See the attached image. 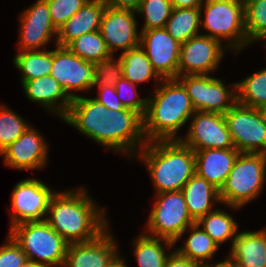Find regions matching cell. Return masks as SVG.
I'll use <instances>...</instances> for the list:
<instances>
[{
	"label": "cell",
	"instance_id": "9a60e30c",
	"mask_svg": "<svg viewBox=\"0 0 266 267\" xmlns=\"http://www.w3.org/2000/svg\"><path fill=\"white\" fill-rule=\"evenodd\" d=\"M140 46L162 79H177L181 44L165 28L139 32Z\"/></svg>",
	"mask_w": 266,
	"mask_h": 267
},
{
	"label": "cell",
	"instance_id": "8d00e7d4",
	"mask_svg": "<svg viewBox=\"0 0 266 267\" xmlns=\"http://www.w3.org/2000/svg\"><path fill=\"white\" fill-rule=\"evenodd\" d=\"M49 7L52 24L59 29L88 0H45Z\"/></svg>",
	"mask_w": 266,
	"mask_h": 267
},
{
	"label": "cell",
	"instance_id": "f35d334b",
	"mask_svg": "<svg viewBox=\"0 0 266 267\" xmlns=\"http://www.w3.org/2000/svg\"><path fill=\"white\" fill-rule=\"evenodd\" d=\"M6 242L0 247V267H20L27 260L26 255L10 235Z\"/></svg>",
	"mask_w": 266,
	"mask_h": 267
},
{
	"label": "cell",
	"instance_id": "4316f807",
	"mask_svg": "<svg viewBox=\"0 0 266 267\" xmlns=\"http://www.w3.org/2000/svg\"><path fill=\"white\" fill-rule=\"evenodd\" d=\"M162 242L166 247H172L175 244L170 240L153 237L145 233L140 234L137 240L135 239L134 254L139 267H165L169 254L165 253Z\"/></svg>",
	"mask_w": 266,
	"mask_h": 267
},
{
	"label": "cell",
	"instance_id": "44dd1931",
	"mask_svg": "<svg viewBox=\"0 0 266 267\" xmlns=\"http://www.w3.org/2000/svg\"><path fill=\"white\" fill-rule=\"evenodd\" d=\"M105 8L106 5L101 0H88L81 9L57 29L56 45L66 47L83 34L99 31Z\"/></svg>",
	"mask_w": 266,
	"mask_h": 267
},
{
	"label": "cell",
	"instance_id": "d6a6232c",
	"mask_svg": "<svg viewBox=\"0 0 266 267\" xmlns=\"http://www.w3.org/2000/svg\"><path fill=\"white\" fill-rule=\"evenodd\" d=\"M248 44L266 38V0H244Z\"/></svg>",
	"mask_w": 266,
	"mask_h": 267
},
{
	"label": "cell",
	"instance_id": "7a4b0ae2",
	"mask_svg": "<svg viewBox=\"0 0 266 267\" xmlns=\"http://www.w3.org/2000/svg\"><path fill=\"white\" fill-rule=\"evenodd\" d=\"M45 221L69 244L88 242L102 234L108 225L104 209H99L84 188L52 195Z\"/></svg>",
	"mask_w": 266,
	"mask_h": 267
},
{
	"label": "cell",
	"instance_id": "e0dca14e",
	"mask_svg": "<svg viewBox=\"0 0 266 267\" xmlns=\"http://www.w3.org/2000/svg\"><path fill=\"white\" fill-rule=\"evenodd\" d=\"M19 51L41 50L57 29L52 24L48 4L45 0H37L20 16Z\"/></svg>",
	"mask_w": 266,
	"mask_h": 267
},
{
	"label": "cell",
	"instance_id": "60d3db41",
	"mask_svg": "<svg viewBox=\"0 0 266 267\" xmlns=\"http://www.w3.org/2000/svg\"><path fill=\"white\" fill-rule=\"evenodd\" d=\"M165 267H201L197 262L181 255L177 250L169 254Z\"/></svg>",
	"mask_w": 266,
	"mask_h": 267
},
{
	"label": "cell",
	"instance_id": "8fae6325",
	"mask_svg": "<svg viewBox=\"0 0 266 267\" xmlns=\"http://www.w3.org/2000/svg\"><path fill=\"white\" fill-rule=\"evenodd\" d=\"M52 192L48 186L37 178L19 181L13 188L11 202L13 211H10V226L24 222L44 221Z\"/></svg>",
	"mask_w": 266,
	"mask_h": 267
},
{
	"label": "cell",
	"instance_id": "f1b7e54d",
	"mask_svg": "<svg viewBox=\"0 0 266 267\" xmlns=\"http://www.w3.org/2000/svg\"><path fill=\"white\" fill-rule=\"evenodd\" d=\"M14 65L22 73V83L41 76L50 75L53 51H19L13 59Z\"/></svg>",
	"mask_w": 266,
	"mask_h": 267
},
{
	"label": "cell",
	"instance_id": "ee69618b",
	"mask_svg": "<svg viewBox=\"0 0 266 267\" xmlns=\"http://www.w3.org/2000/svg\"><path fill=\"white\" fill-rule=\"evenodd\" d=\"M107 267H127L124 264L123 259L119 256V254H117L112 260L111 262L108 264Z\"/></svg>",
	"mask_w": 266,
	"mask_h": 267
},
{
	"label": "cell",
	"instance_id": "ab89813d",
	"mask_svg": "<svg viewBox=\"0 0 266 267\" xmlns=\"http://www.w3.org/2000/svg\"><path fill=\"white\" fill-rule=\"evenodd\" d=\"M99 95L94 99L99 103L103 104L106 108L110 110H123L125 107L122 105L120 99L118 98L115 86H98Z\"/></svg>",
	"mask_w": 266,
	"mask_h": 267
},
{
	"label": "cell",
	"instance_id": "30bf717a",
	"mask_svg": "<svg viewBox=\"0 0 266 267\" xmlns=\"http://www.w3.org/2000/svg\"><path fill=\"white\" fill-rule=\"evenodd\" d=\"M177 79L185 87L196 111L224 115L237 102V83L233 84L234 92L229 91L222 80L208 74L184 75Z\"/></svg>",
	"mask_w": 266,
	"mask_h": 267
},
{
	"label": "cell",
	"instance_id": "d6986e66",
	"mask_svg": "<svg viewBox=\"0 0 266 267\" xmlns=\"http://www.w3.org/2000/svg\"><path fill=\"white\" fill-rule=\"evenodd\" d=\"M107 229L96 239L68 245L63 267H107L118 254Z\"/></svg>",
	"mask_w": 266,
	"mask_h": 267
},
{
	"label": "cell",
	"instance_id": "f546056e",
	"mask_svg": "<svg viewBox=\"0 0 266 267\" xmlns=\"http://www.w3.org/2000/svg\"><path fill=\"white\" fill-rule=\"evenodd\" d=\"M196 224L202 227L201 229L204 230L218 246L229 239L232 240L231 246H233L234 240L238 235V233H236L238 230L237 222L231 215L220 209L209 212L207 215L201 217Z\"/></svg>",
	"mask_w": 266,
	"mask_h": 267
},
{
	"label": "cell",
	"instance_id": "7c38bea8",
	"mask_svg": "<svg viewBox=\"0 0 266 267\" xmlns=\"http://www.w3.org/2000/svg\"><path fill=\"white\" fill-rule=\"evenodd\" d=\"M50 75L60 83L71 99L78 97L71 90L86 91L94 88L96 83L94 63L81 59L67 47L57 45L53 50Z\"/></svg>",
	"mask_w": 266,
	"mask_h": 267
},
{
	"label": "cell",
	"instance_id": "52a82bcc",
	"mask_svg": "<svg viewBox=\"0 0 266 267\" xmlns=\"http://www.w3.org/2000/svg\"><path fill=\"white\" fill-rule=\"evenodd\" d=\"M205 19H201L202 27L209 33L203 34L221 42L230 40L227 48L238 52L247 46L245 31L244 0H205Z\"/></svg>",
	"mask_w": 266,
	"mask_h": 267
},
{
	"label": "cell",
	"instance_id": "5b68a950",
	"mask_svg": "<svg viewBox=\"0 0 266 267\" xmlns=\"http://www.w3.org/2000/svg\"><path fill=\"white\" fill-rule=\"evenodd\" d=\"M9 235L20 246L27 260L46 267H63L69 243L45 220L12 226Z\"/></svg>",
	"mask_w": 266,
	"mask_h": 267
},
{
	"label": "cell",
	"instance_id": "ba28073f",
	"mask_svg": "<svg viewBox=\"0 0 266 267\" xmlns=\"http://www.w3.org/2000/svg\"><path fill=\"white\" fill-rule=\"evenodd\" d=\"M158 198L150 211L147 229L153 237L176 243L196 222L191 218L183 192L170 191L156 194Z\"/></svg>",
	"mask_w": 266,
	"mask_h": 267
},
{
	"label": "cell",
	"instance_id": "ac0fdd59",
	"mask_svg": "<svg viewBox=\"0 0 266 267\" xmlns=\"http://www.w3.org/2000/svg\"><path fill=\"white\" fill-rule=\"evenodd\" d=\"M48 146L44 138L31 126L0 155L4 163L14 169L34 170L45 167Z\"/></svg>",
	"mask_w": 266,
	"mask_h": 267
},
{
	"label": "cell",
	"instance_id": "b9f144b4",
	"mask_svg": "<svg viewBox=\"0 0 266 267\" xmlns=\"http://www.w3.org/2000/svg\"><path fill=\"white\" fill-rule=\"evenodd\" d=\"M106 7L137 10L141 0H101Z\"/></svg>",
	"mask_w": 266,
	"mask_h": 267
},
{
	"label": "cell",
	"instance_id": "83f0119b",
	"mask_svg": "<svg viewBox=\"0 0 266 267\" xmlns=\"http://www.w3.org/2000/svg\"><path fill=\"white\" fill-rule=\"evenodd\" d=\"M190 234L182 248L176 250L190 260L197 262L201 267L209 264L212 256L219 249L215 241L197 225H191ZM207 262V263H206Z\"/></svg>",
	"mask_w": 266,
	"mask_h": 267
},
{
	"label": "cell",
	"instance_id": "6da1fadb",
	"mask_svg": "<svg viewBox=\"0 0 266 267\" xmlns=\"http://www.w3.org/2000/svg\"><path fill=\"white\" fill-rule=\"evenodd\" d=\"M63 119L102 146L116 152H131L128 156H135V148L141 150L147 143L143 117L128 108L110 110L93 98L78 96L72 99Z\"/></svg>",
	"mask_w": 266,
	"mask_h": 267
},
{
	"label": "cell",
	"instance_id": "74e56055",
	"mask_svg": "<svg viewBox=\"0 0 266 267\" xmlns=\"http://www.w3.org/2000/svg\"><path fill=\"white\" fill-rule=\"evenodd\" d=\"M115 89L118 95V98L120 99L122 105L125 108L134 110L138 112L142 117H144L147 109V98L140 99V96L133 93L136 91V85L132 83L131 81L124 79L123 77L115 84ZM128 90V91H127ZM129 90H132L131 92L134 94L128 98L127 94ZM130 92V93H131ZM127 93V94H126ZM126 94V95H125ZM136 96H139L138 99Z\"/></svg>",
	"mask_w": 266,
	"mask_h": 267
},
{
	"label": "cell",
	"instance_id": "5bb4252c",
	"mask_svg": "<svg viewBox=\"0 0 266 267\" xmlns=\"http://www.w3.org/2000/svg\"><path fill=\"white\" fill-rule=\"evenodd\" d=\"M221 44L222 42L202 34L181 44L178 76L213 72L227 49L222 48Z\"/></svg>",
	"mask_w": 266,
	"mask_h": 267
},
{
	"label": "cell",
	"instance_id": "e575fe53",
	"mask_svg": "<svg viewBox=\"0 0 266 267\" xmlns=\"http://www.w3.org/2000/svg\"><path fill=\"white\" fill-rule=\"evenodd\" d=\"M30 126L21 116L0 106V154L17 138H19Z\"/></svg>",
	"mask_w": 266,
	"mask_h": 267
},
{
	"label": "cell",
	"instance_id": "9c48e42d",
	"mask_svg": "<svg viewBox=\"0 0 266 267\" xmlns=\"http://www.w3.org/2000/svg\"><path fill=\"white\" fill-rule=\"evenodd\" d=\"M235 149L266 154V119L262 110L236 102L224 114Z\"/></svg>",
	"mask_w": 266,
	"mask_h": 267
},
{
	"label": "cell",
	"instance_id": "d590c367",
	"mask_svg": "<svg viewBox=\"0 0 266 267\" xmlns=\"http://www.w3.org/2000/svg\"><path fill=\"white\" fill-rule=\"evenodd\" d=\"M113 54L94 63L95 76L97 86H115V84L123 77L122 61L119 57L114 60Z\"/></svg>",
	"mask_w": 266,
	"mask_h": 267
},
{
	"label": "cell",
	"instance_id": "2e32d148",
	"mask_svg": "<svg viewBox=\"0 0 266 267\" xmlns=\"http://www.w3.org/2000/svg\"><path fill=\"white\" fill-rule=\"evenodd\" d=\"M135 13L132 9L105 8L99 31L111 54L117 49L126 52L140 45Z\"/></svg>",
	"mask_w": 266,
	"mask_h": 267
},
{
	"label": "cell",
	"instance_id": "277c9868",
	"mask_svg": "<svg viewBox=\"0 0 266 267\" xmlns=\"http://www.w3.org/2000/svg\"><path fill=\"white\" fill-rule=\"evenodd\" d=\"M139 155L150 172L156 194L182 190L195 174V152L180 140L147 142Z\"/></svg>",
	"mask_w": 266,
	"mask_h": 267
},
{
	"label": "cell",
	"instance_id": "f6af8a7d",
	"mask_svg": "<svg viewBox=\"0 0 266 267\" xmlns=\"http://www.w3.org/2000/svg\"><path fill=\"white\" fill-rule=\"evenodd\" d=\"M202 267H236L235 264L229 259H225L223 262H219L217 264H215L214 266L209 264H206Z\"/></svg>",
	"mask_w": 266,
	"mask_h": 267
},
{
	"label": "cell",
	"instance_id": "7bdbcfd3",
	"mask_svg": "<svg viewBox=\"0 0 266 267\" xmlns=\"http://www.w3.org/2000/svg\"><path fill=\"white\" fill-rule=\"evenodd\" d=\"M205 0H170L173 8H200Z\"/></svg>",
	"mask_w": 266,
	"mask_h": 267
},
{
	"label": "cell",
	"instance_id": "7402d4cb",
	"mask_svg": "<svg viewBox=\"0 0 266 267\" xmlns=\"http://www.w3.org/2000/svg\"><path fill=\"white\" fill-rule=\"evenodd\" d=\"M22 86L28 99L42 104L52 113L56 112L62 119L66 116L72 99L54 77L51 75L41 76L23 82ZM58 101H61L59 105Z\"/></svg>",
	"mask_w": 266,
	"mask_h": 267
},
{
	"label": "cell",
	"instance_id": "d4e9b609",
	"mask_svg": "<svg viewBox=\"0 0 266 267\" xmlns=\"http://www.w3.org/2000/svg\"><path fill=\"white\" fill-rule=\"evenodd\" d=\"M201 8H173L165 29L180 44L200 35Z\"/></svg>",
	"mask_w": 266,
	"mask_h": 267
},
{
	"label": "cell",
	"instance_id": "cb8c5ba5",
	"mask_svg": "<svg viewBox=\"0 0 266 267\" xmlns=\"http://www.w3.org/2000/svg\"><path fill=\"white\" fill-rule=\"evenodd\" d=\"M181 191L188 212L195 222L213 211L214 202H221L219 190L196 173L185 183Z\"/></svg>",
	"mask_w": 266,
	"mask_h": 267
},
{
	"label": "cell",
	"instance_id": "603a6c76",
	"mask_svg": "<svg viewBox=\"0 0 266 267\" xmlns=\"http://www.w3.org/2000/svg\"><path fill=\"white\" fill-rule=\"evenodd\" d=\"M228 258L236 267H266V229L238 233Z\"/></svg>",
	"mask_w": 266,
	"mask_h": 267
},
{
	"label": "cell",
	"instance_id": "836d02e7",
	"mask_svg": "<svg viewBox=\"0 0 266 267\" xmlns=\"http://www.w3.org/2000/svg\"><path fill=\"white\" fill-rule=\"evenodd\" d=\"M172 9L170 0H141L136 10L137 13L143 14L145 17L141 31L165 28Z\"/></svg>",
	"mask_w": 266,
	"mask_h": 267
},
{
	"label": "cell",
	"instance_id": "ffe728a7",
	"mask_svg": "<svg viewBox=\"0 0 266 267\" xmlns=\"http://www.w3.org/2000/svg\"><path fill=\"white\" fill-rule=\"evenodd\" d=\"M194 152L195 173L220 191L240 152L235 148H210Z\"/></svg>",
	"mask_w": 266,
	"mask_h": 267
},
{
	"label": "cell",
	"instance_id": "484cf974",
	"mask_svg": "<svg viewBox=\"0 0 266 267\" xmlns=\"http://www.w3.org/2000/svg\"><path fill=\"white\" fill-rule=\"evenodd\" d=\"M120 58L123 78L135 85L149 81L153 77L158 83L163 80L154 70L145 50L140 45L122 52Z\"/></svg>",
	"mask_w": 266,
	"mask_h": 267
},
{
	"label": "cell",
	"instance_id": "bcb514c9",
	"mask_svg": "<svg viewBox=\"0 0 266 267\" xmlns=\"http://www.w3.org/2000/svg\"><path fill=\"white\" fill-rule=\"evenodd\" d=\"M20 267H46L34 261L26 260Z\"/></svg>",
	"mask_w": 266,
	"mask_h": 267
},
{
	"label": "cell",
	"instance_id": "4dcf8cb0",
	"mask_svg": "<svg viewBox=\"0 0 266 267\" xmlns=\"http://www.w3.org/2000/svg\"><path fill=\"white\" fill-rule=\"evenodd\" d=\"M237 102L262 110L266 106V68L237 83Z\"/></svg>",
	"mask_w": 266,
	"mask_h": 267
},
{
	"label": "cell",
	"instance_id": "3957f363",
	"mask_svg": "<svg viewBox=\"0 0 266 267\" xmlns=\"http://www.w3.org/2000/svg\"><path fill=\"white\" fill-rule=\"evenodd\" d=\"M159 85V86H158ZM153 96L147 98L143 133L147 142L178 140L175 135L196 111L178 79H163Z\"/></svg>",
	"mask_w": 266,
	"mask_h": 267
},
{
	"label": "cell",
	"instance_id": "4fadbf2b",
	"mask_svg": "<svg viewBox=\"0 0 266 267\" xmlns=\"http://www.w3.org/2000/svg\"><path fill=\"white\" fill-rule=\"evenodd\" d=\"M187 136L178 138L194 151L235 148L223 114L195 111Z\"/></svg>",
	"mask_w": 266,
	"mask_h": 267
},
{
	"label": "cell",
	"instance_id": "8992f818",
	"mask_svg": "<svg viewBox=\"0 0 266 267\" xmlns=\"http://www.w3.org/2000/svg\"><path fill=\"white\" fill-rule=\"evenodd\" d=\"M266 180V154L240 153L219 191L221 203L241 208L255 199Z\"/></svg>",
	"mask_w": 266,
	"mask_h": 267
},
{
	"label": "cell",
	"instance_id": "7dc6e473",
	"mask_svg": "<svg viewBox=\"0 0 266 267\" xmlns=\"http://www.w3.org/2000/svg\"><path fill=\"white\" fill-rule=\"evenodd\" d=\"M262 112H263L264 117H265V119H266V106L262 109Z\"/></svg>",
	"mask_w": 266,
	"mask_h": 267
},
{
	"label": "cell",
	"instance_id": "1f68e13d",
	"mask_svg": "<svg viewBox=\"0 0 266 267\" xmlns=\"http://www.w3.org/2000/svg\"><path fill=\"white\" fill-rule=\"evenodd\" d=\"M66 47L81 59L92 63L100 61L111 54L100 31L83 34L71 41Z\"/></svg>",
	"mask_w": 266,
	"mask_h": 267
}]
</instances>
